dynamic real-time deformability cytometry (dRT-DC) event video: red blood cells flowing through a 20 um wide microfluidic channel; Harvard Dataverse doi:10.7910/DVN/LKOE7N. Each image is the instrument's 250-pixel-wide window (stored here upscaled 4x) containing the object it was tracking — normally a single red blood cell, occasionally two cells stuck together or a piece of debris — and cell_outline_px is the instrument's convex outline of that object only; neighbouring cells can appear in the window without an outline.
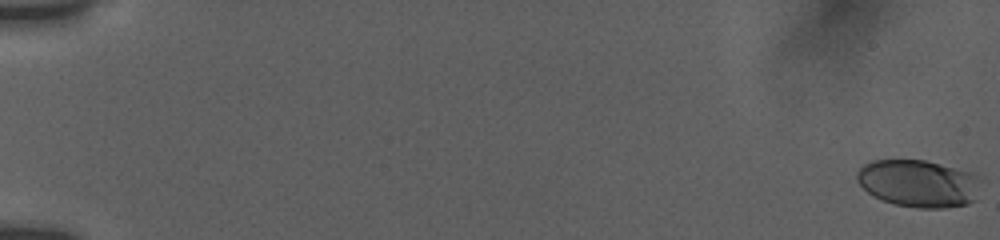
{"species": "human", "species_latin": "Homo sapiens", "temperature_condition": "room temperature", "stored_images_in_passage": 12, "camera_frame_rate_fps": 3000, "um_per_image_px": 0.085, "donor": {"sex": "female"}, "frame": {"image": 1, "passage_image": 1, "time_ms": 0.0, "image_size_px": [1000, 240], "cell_outline_px": [[976, 200], [968, 204], [944, 208], [916, 208], [896, 204], [872, 196], [856, 180], [856, 172], [864, 164], [872, 160], [924, 160], [972, 172], [976, 176]], "centroid_in_image_um": [78.02, 15.59], "position_along_channel_um": 7.0, "area_um2": 33.87}}
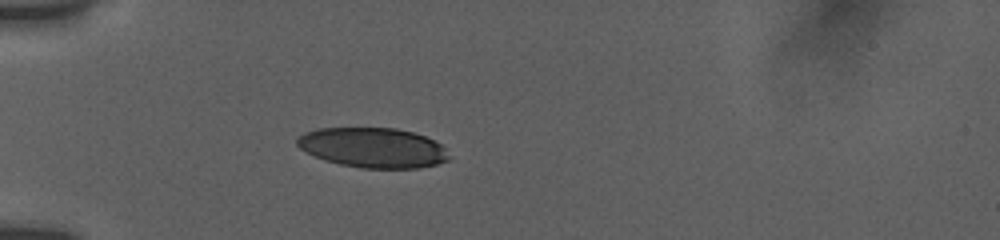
{"frame": {"image": 2, "passage_image": 9, "time_ms": 6.0, "image_size_px": [1000, 240], "cell_outline_px": [[448, 160], [436, 164], [420, 168], [364, 168], [340, 164], [316, 156], [300, 148], [296, 144], [296, 140], [304, 132], [316, 128], [396, 128], [412, 132], [424, 136], [440, 144], [444, 148], [448, 156]], "centroid_in_image_um": [31.69, 12.54], "position_along_channel_um": 53.3, "area_um2": 34.97}}
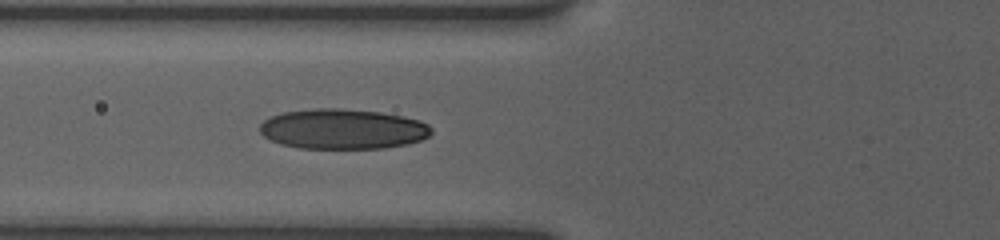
{"frame": {"image": 3, "passage_image": 12, "time_ms": 7.667, "image_size_px": [1000, 240], "cell_outline_px": [[432, 132], [428, 136], [420, 140], [408, 144], [384, 148], [300, 148], [280, 144], [264, 136], [260, 132], [260, 124], [264, 120], [272, 116], [284, 112], [316, 108], [340, 108], [380, 112], [404, 116], [420, 120], [428, 124], [432, 128]], "centroid_in_image_um": [29.16, 10.96], "position_along_channel_um": 96.6, "area_um2": 40.17}}